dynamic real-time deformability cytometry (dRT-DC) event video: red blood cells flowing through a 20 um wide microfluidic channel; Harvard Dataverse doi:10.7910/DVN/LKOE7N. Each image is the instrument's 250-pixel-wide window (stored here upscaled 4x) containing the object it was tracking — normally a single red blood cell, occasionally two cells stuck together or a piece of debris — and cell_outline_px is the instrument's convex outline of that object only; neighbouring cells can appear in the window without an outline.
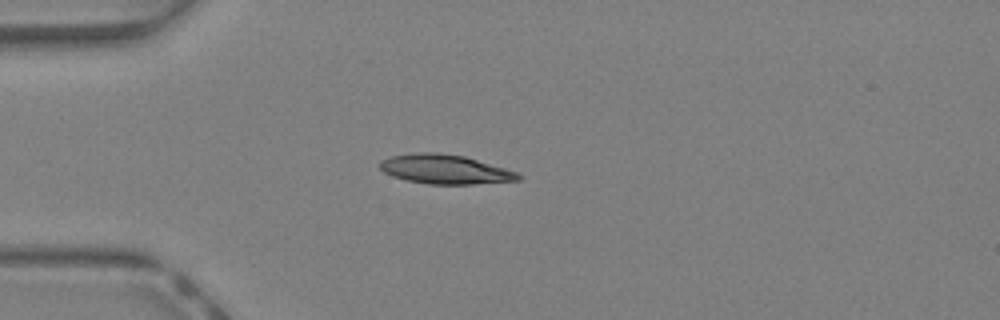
{"species": "Egyptian fruit bat (a non-hibernating species)", "species_latin": "Rousettus aegyptiacus", "temperature_condition": "warm", "stored_images_in_passage": 37, "camera_frame_rate_fps": 3000, "um_per_image_px": 0.085, "animal": {"sex": "female"}, "frame": {"image": 1, "passage_image": 9, "time_ms": 2.667, "image_size_px": [1000, 320], "cell_outline_px": [[524, 176], [520, 180], [472, 184], [428, 184], [404, 180], [392, 176], [384, 172], [380, 168], [380, 160], [392, 156], [416, 152], [440, 152], [464, 156], [504, 168], [516, 172]], "centroid_in_image_um": [37.81, 14.39], "position_along_channel_um": 47.2, "area_um2": 23.64}}
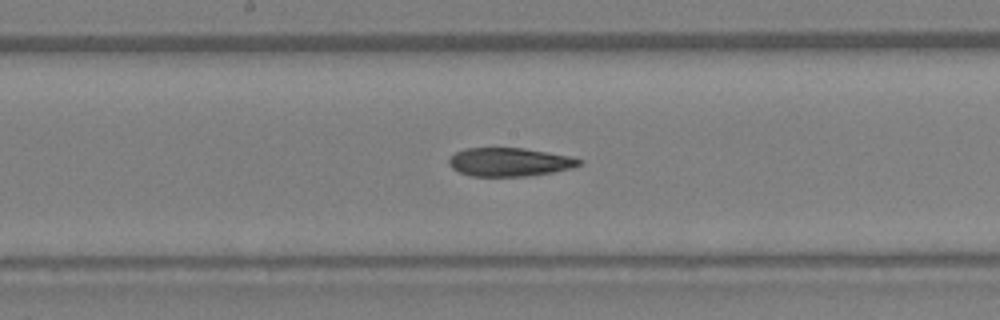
{"frame": {"image": 2, "passage_image": 20, "time_ms": 6.333, "image_size_px": [1000, 320], "cell_outline_px": [[584, 164], [572, 168], [552, 172], [528, 176], [472, 176], [460, 172], [452, 168], [448, 164], [448, 160], [456, 152], [468, 148], [524, 148], [572, 156], [584, 160]], "centroid_in_image_um": [43.37, 13.77], "position_along_channel_um": 204.8, "area_um2": 21.73}}
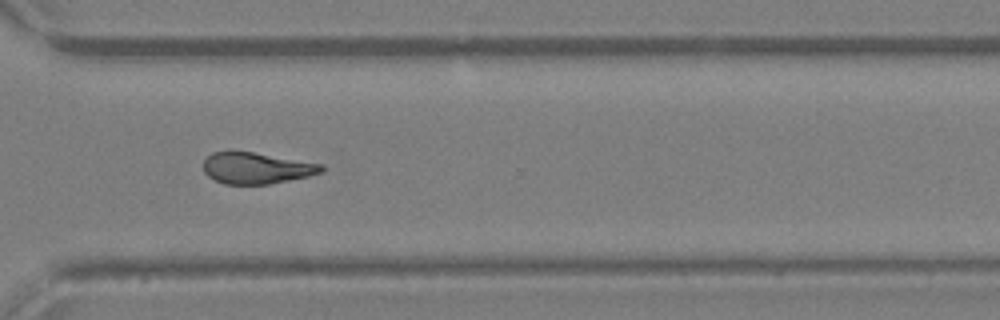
{"frame": {"image": 3, "passage_image": 29, "time_ms": 9.333, "image_size_px": [1000, 320], "cell_outline_px": [[324, 172], [308, 176], [268, 184], [224, 184], [208, 176], [204, 172], [204, 160], [212, 152], [232, 148], [324, 164]], "centroid_in_image_um": [21.78, 14.24], "position_along_channel_um": 348.8, "area_um2": 22.08}}